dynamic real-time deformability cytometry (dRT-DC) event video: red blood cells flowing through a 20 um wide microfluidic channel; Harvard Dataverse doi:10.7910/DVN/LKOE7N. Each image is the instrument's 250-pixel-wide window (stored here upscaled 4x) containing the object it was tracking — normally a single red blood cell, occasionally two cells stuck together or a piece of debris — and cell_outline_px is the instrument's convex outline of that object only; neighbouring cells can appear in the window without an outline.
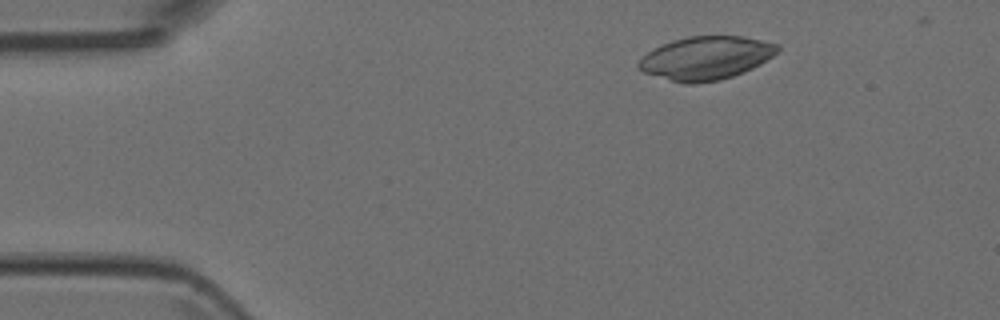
{"species": "Egyptian fruit bat (a non-hibernating species)", "species_latin": "Rousettus aegyptiacus", "temperature_condition": "room temperature", "stored_images_in_passage": 3, "camera_frame_rate_fps": 3000, "um_per_image_px": 0.085, "animal": {"sex": "female"}, "frame": {"image": 1, "passage_image": 1, "time_ms": 0.0, "image_size_px": [1000, 320], "cell_outline_px": [[780, 48], [772, 56], [760, 64], [744, 72], [720, 80], [696, 84], [684, 84], [644, 72], [636, 68], [636, 64], [648, 52], [672, 40], [688, 36], [740, 36], [780, 44]], "centroid_in_image_um": [60.01, 4.94], "position_along_channel_um": 25.0, "area_um2": 34.85}}